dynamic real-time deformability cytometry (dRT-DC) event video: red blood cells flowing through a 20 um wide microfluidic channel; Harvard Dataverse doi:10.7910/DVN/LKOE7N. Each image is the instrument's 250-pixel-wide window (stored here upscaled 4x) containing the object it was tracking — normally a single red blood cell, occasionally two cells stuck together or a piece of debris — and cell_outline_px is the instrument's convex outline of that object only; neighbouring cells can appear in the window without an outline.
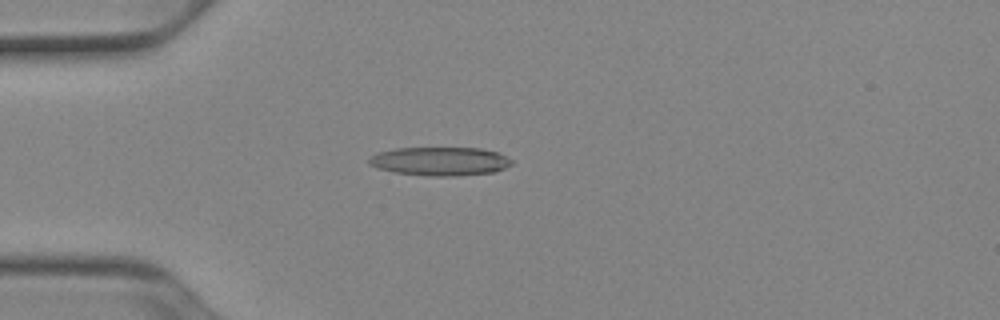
{"species": "Egyptian fruit bat (a non-hibernating species)", "species_latin": "Rousettus aegyptiacus", "temperature_condition": "cold", "stored_images_in_passage": 50, "camera_frame_rate_fps": 3000, "um_per_image_px": 0.085, "animal": {"sex": "female"}, "frame": {"image": 1, "passage_image": 13, "time_ms": 4.0, "image_size_px": [1000, 320], "cell_outline_px": [[512, 164], [504, 168], [492, 172], [456, 176], [432, 176], [396, 172], [376, 168], [368, 164], [368, 160], [376, 152], [396, 148], [480, 148], [496, 152], [512, 160]], "centroid_in_image_um": [37.36, 13.7], "position_along_channel_um": 47.6, "area_um2": 23.64}}
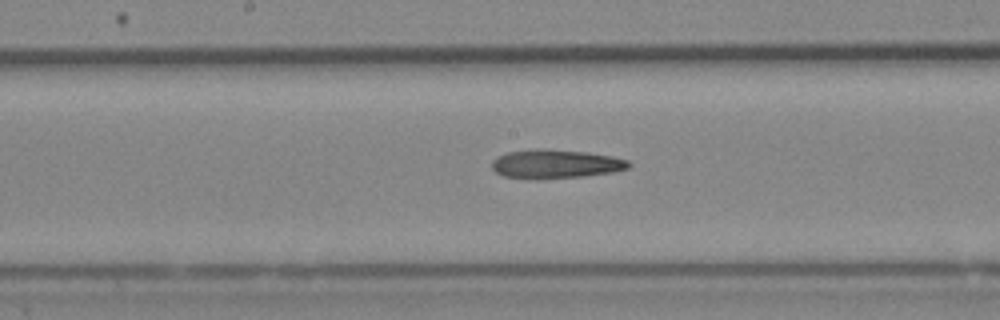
{"frame": {"image": 2, "passage_image": 26, "time_ms": 8.333, "image_size_px": [1000, 320], "cell_outline_px": [[632, 164], [628, 168], [612, 172], [584, 176], [540, 180], [528, 180], [504, 176], [496, 172], [492, 168], [492, 160], [496, 156], [508, 152], [536, 148], [588, 152], [612, 156], [628, 160]], "centroid_in_image_um": [47.19, 13.95], "position_along_channel_um": 201.0, "area_um2": 23.41}}
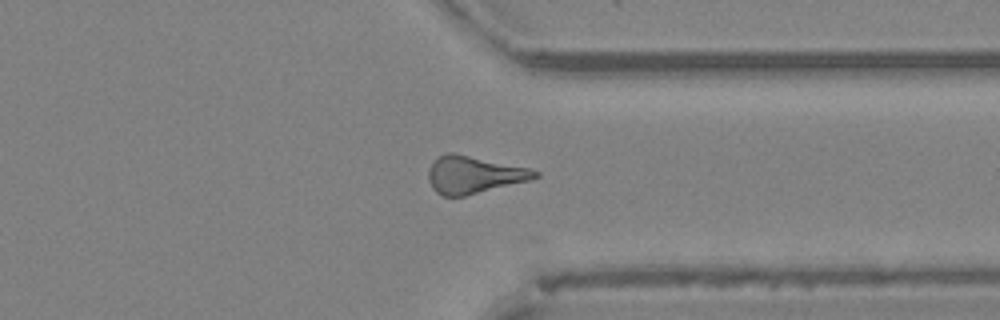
{"frame": {"image": 3, "passage_image": 39, "time_ms": 12.667, "image_size_px": [1000, 320], "cell_outline_px": [[540, 176], [532, 180], [464, 196], [440, 196], [432, 188], [428, 180], [428, 172], [432, 164], [440, 156], [448, 152], [452, 152], [528, 168], [540, 172]], "centroid_in_image_um": [40.29, 14.87], "position_along_channel_um": 371.1, "area_um2": 23.06}, "authors_computed_cell_mechanics": {"area_um2": 22.8599, "velocity_mm_per_s": 3.9313, "shape_relaxation_time_tau1_ms": null, "shape_relaxation_time_tau2_ms": 8.3506, "deformation_change_tau1": null, "deformation_change_tau2": 0.2787}}